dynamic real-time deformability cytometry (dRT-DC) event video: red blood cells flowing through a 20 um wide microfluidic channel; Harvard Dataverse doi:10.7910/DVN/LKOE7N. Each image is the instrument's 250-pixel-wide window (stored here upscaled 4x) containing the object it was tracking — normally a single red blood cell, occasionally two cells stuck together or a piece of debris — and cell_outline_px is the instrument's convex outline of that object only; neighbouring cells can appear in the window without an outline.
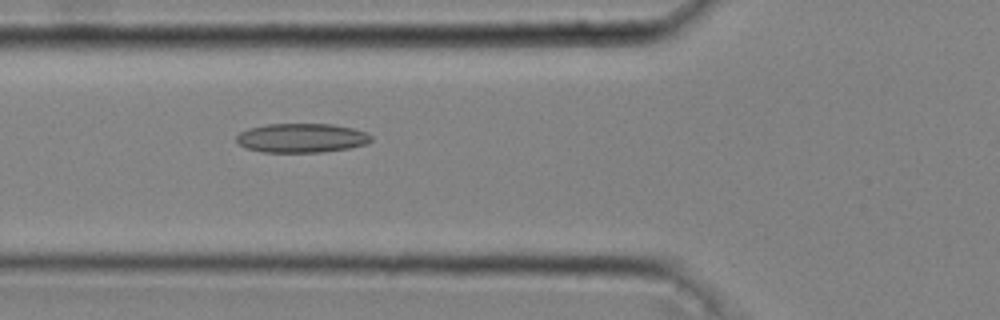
{"species": "common noctule bat (a hibernating species)", "species_latin": "Nyctalus noctula", "temperature_condition": "cold", "stored_images_in_passage": 44, "camera_frame_rate_fps": 3000, "um_per_image_px": 0.085, "animal": {"sex": "male", "body_mass_g": 20.4}, "frame": {"image": 1, "passage_image": 18, "time_ms": 5.667, "image_size_px": [1000, 320], "cell_outline_px": [[372, 140], [364, 144], [348, 148], [324, 152], [260, 152], [244, 148], [236, 140], [236, 136], [240, 132], [248, 128], [268, 124], [332, 124], [352, 128], [364, 132], [372, 136]], "centroid_in_image_um": [25.59, 11.73], "position_along_channel_um": 100.2, "area_um2": 22.89}}
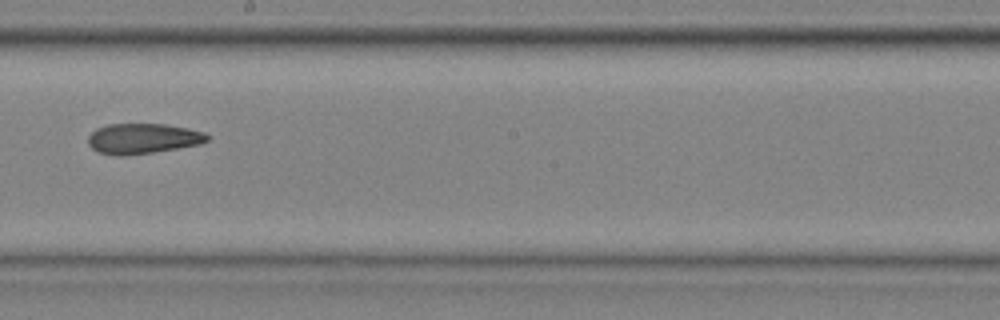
{"frame": {"image": 2, "passage_image": 28, "time_ms": 9.0, "image_size_px": [1000, 320], "cell_outline_px": [[212, 136], [208, 140], [200, 144], [152, 152], [120, 156], [116, 156], [96, 152], [88, 144], [88, 136], [96, 128], [108, 124], [164, 124], [188, 128], [204, 132]], "centroid_in_image_um": [12.13, 11.77], "position_along_channel_um": 236.1, "area_um2": 21.1}}
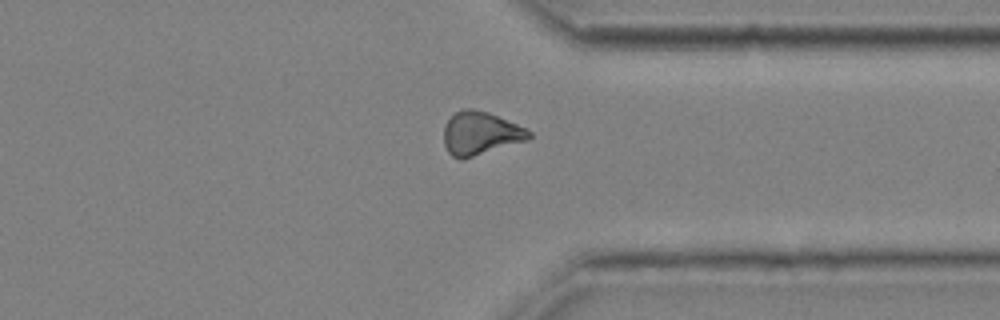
{"frame": {"image": 3, "passage_image": 38, "time_ms": 12.333, "image_size_px": [1000, 320], "cell_outline_px": [[532, 136], [528, 140], [464, 160], [452, 156], [448, 152], [444, 144], [444, 124], [456, 112], [464, 108], [472, 108], [488, 112], [516, 124], [532, 132]], "centroid_in_image_um": [40.83, 11.35], "position_along_channel_um": 370.6, "area_um2": 21.56}, "authors_computed_cell_mechanics": {"area_um2": 21.6172, "velocity_mm_per_s": 4.0748, "shape_relaxation_time_tau1_ms": null, "shape_relaxation_time_tau2_ms": 7.4129, "deformation_change_tau1": null, "deformation_change_tau2": 0.1735}}